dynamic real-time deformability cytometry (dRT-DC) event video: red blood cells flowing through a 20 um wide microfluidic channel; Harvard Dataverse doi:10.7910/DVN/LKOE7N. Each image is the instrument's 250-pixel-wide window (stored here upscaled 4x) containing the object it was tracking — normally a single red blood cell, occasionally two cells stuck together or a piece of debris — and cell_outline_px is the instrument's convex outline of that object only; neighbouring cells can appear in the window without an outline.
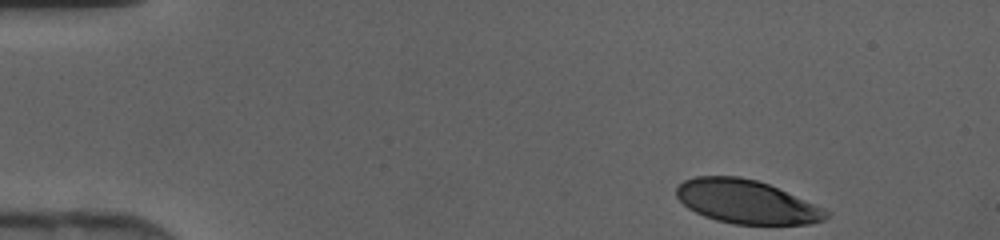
{"species": "human", "species_latin": "Homo sapiens", "temperature_condition": "cold", "stored_images_in_passage": 41, "camera_frame_rate_fps": 3000, "um_per_image_px": 0.085, "donor": {"sex": "female"}, "frame": {"image": 1, "passage_image": 1, "time_ms": 0.0, "image_size_px": [1000, 240], "cell_outline_px": [[832, 212], [824, 220], [812, 224], [732, 224], [716, 220], [704, 216], [688, 208], [676, 196], [676, 188], [684, 180], [696, 176], [740, 176], [756, 180], [768, 184]], "centroid_in_image_um": [63.44, 17.15], "position_along_channel_um": 21.6, "area_um2": 37.86}}
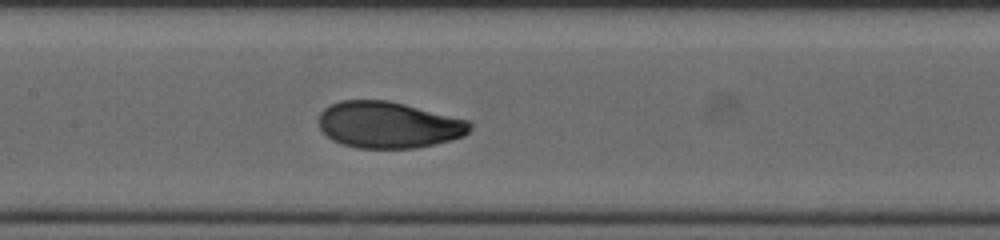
{"frame": {"image": 2, "passage_image": 18, "time_ms": 5.667, "image_size_px": [1000, 240], "cell_outline_px": [[472, 128], [464, 136], [416, 148], [356, 148], [332, 140], [320, 128], [320, 112], [324, 108], [340, 100], [388, 100], [472, 120]], "centroid_in_image_um": [33.06, 10.6], "position_along_channel_um": 174.3, "area_um2": 40.98}}
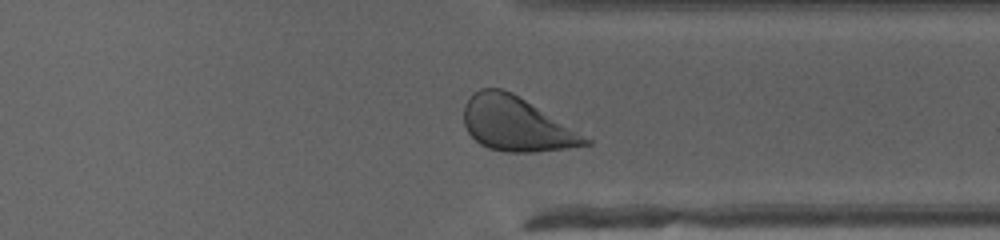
{"frame": {"image": 3, "passage_image": 31, "time_ms": 10.0, "image_size_px": [1000, 240], "cell_outline_px": [[592, 144], [564, 148], [532, 152], [504, 152], [488, 148], [480, 144], [468, 132], [464, 124], [464, 104], [480, 88], [500, 88], [512, 92], [592, 140]], "centroid_in_image_um": [43.85, 10.55], "position_along_channel_um": 367.5, "area_um2": 37.74}}